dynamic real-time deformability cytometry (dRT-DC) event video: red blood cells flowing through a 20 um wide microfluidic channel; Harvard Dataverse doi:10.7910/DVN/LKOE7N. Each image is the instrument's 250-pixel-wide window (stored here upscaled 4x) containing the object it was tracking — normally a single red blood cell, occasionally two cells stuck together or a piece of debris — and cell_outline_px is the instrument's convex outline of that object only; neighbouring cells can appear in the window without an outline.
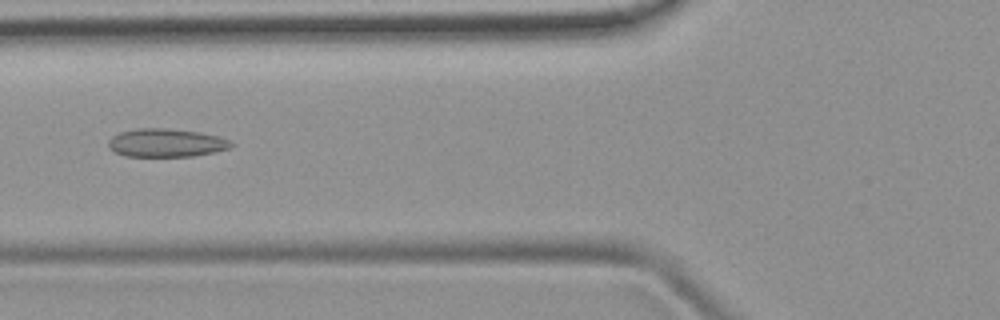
{"species": "common noctule bat (a hibernating species)", "species_latin": "Nyctalus noctula", "temperature_condition": "room temperature", "stored_images_in_passage": 3, "camera_frame_rate_fps": 3000, "um_per_image_px": 0.085, "animal": {"sex": "female", "body_mass_g": 19.9}, "frame": {"image": 1, "passage_image": 2, "time_ms": 1.333, "image_size_px": [1000, 320], "cell_outline_px": [[236, 144], [228, 148], [212, 152], [192, 156], [124, 156], [108, 148], [108, 140], [112, 136], [120, 132], [140, 128], [164, 128], [200, 132], [220, 136], [232, 140]], "centroid_in_image_um": [14.14, 12.13], "position_along_channel_um": 111.7, "area_um2": 20.29}}
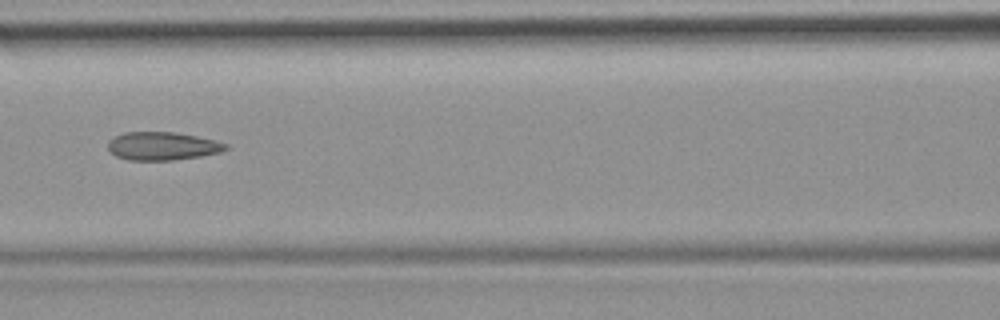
{"frame": {"image": 2, "passage_image": 3, "time_ms": 2.333, "image_size_px": [1000, 320], "cell_outline_px": [[228, 148], [220, 152], [200, 156], [172, 160], [128, 160], [116, 156], [108, 148], [108, 140], [124, 132], [176, 132], [216, 140], [228, 144]], "centroid_in_image_um": [13.81, 12.41], "position_along_channel_um": 152.8, "area_um2": 19.31}}